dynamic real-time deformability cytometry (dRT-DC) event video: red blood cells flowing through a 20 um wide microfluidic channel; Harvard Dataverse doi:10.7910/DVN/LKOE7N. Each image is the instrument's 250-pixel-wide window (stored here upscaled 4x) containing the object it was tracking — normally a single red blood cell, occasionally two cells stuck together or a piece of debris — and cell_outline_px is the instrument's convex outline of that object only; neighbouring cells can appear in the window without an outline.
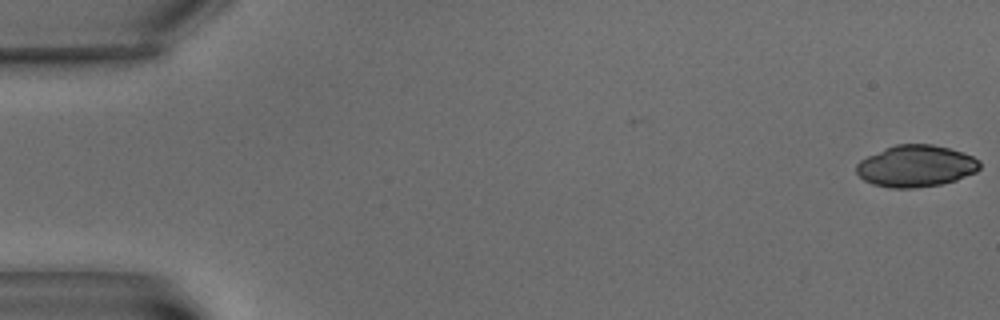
{"species": "common noctule bat (a hibernating species)", "species_latin": "Nyctalus noctula", "temperature_condition": "warm", "stored_images_in_passage": 6, "camera_frame_rate_fps": 3000, "um_per_image_px": 0.085, "animal": {"sex": "male", "body_mass_g": 15.6}, "frame": {"image": 1, "passage_image": 1, "time_ms": 0.0, "image_size_px": [1000, 320], "cell_outline_px": [[980, 168], [976, 172], [956, 180], [940, 184], [916, 188], [892, 188], [872, 184], [864, 180], [856, 172], [856, 164], [860, 160], [884, 148], [896, 144], [932, 144], [964, 152], [980, 160]], "centroid_in_image_um": [77.86, 14.11], "position_along_channel_um": 7.1, "area_um2": 30.06}}